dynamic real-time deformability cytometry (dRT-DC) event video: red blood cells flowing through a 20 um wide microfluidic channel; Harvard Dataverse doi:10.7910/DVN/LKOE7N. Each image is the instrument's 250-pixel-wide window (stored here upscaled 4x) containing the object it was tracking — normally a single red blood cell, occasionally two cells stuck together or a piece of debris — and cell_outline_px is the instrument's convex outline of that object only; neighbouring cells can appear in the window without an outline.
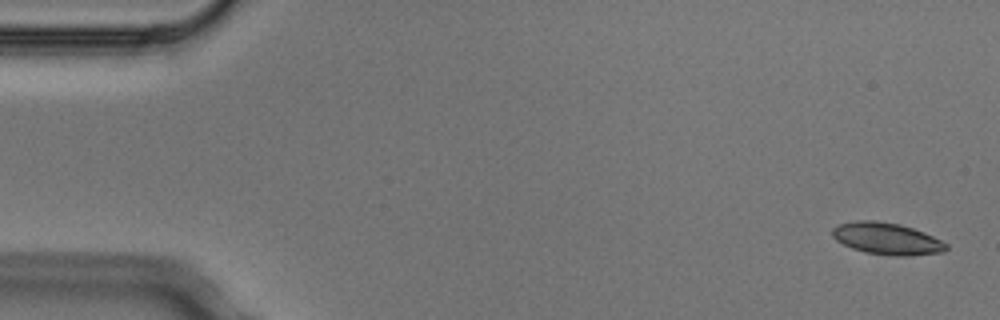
{"species": "Egyptian fruit bat (a non-hibernating species)", "species_latin": "Rousettus aegyptiacus", "temperature_condition": "cold", "stored_images_in_passage": 4, "camera_frame_rate_fps": 3000, "um_per_image_px": 0.085, "animal": {"sex": "male"}, "frame": {"image": 1, "passage_image": 1, "time_ms": 0.0, "image_size_px": [1000, 320], "cell_outline_px": [[948, 248], [944, 252], [908, 256], [896, 256], [864, 252], [852, 248], [836, 240], [832, 236], [832, 228], [840, 224], [856, 220], [872, 220], [900, 224], [924, 232], [948, 244]], "centroid_in_image_um": [75.39, 20.29], "position_along_channel_um": 9.6, "area_um2": 21.1}}
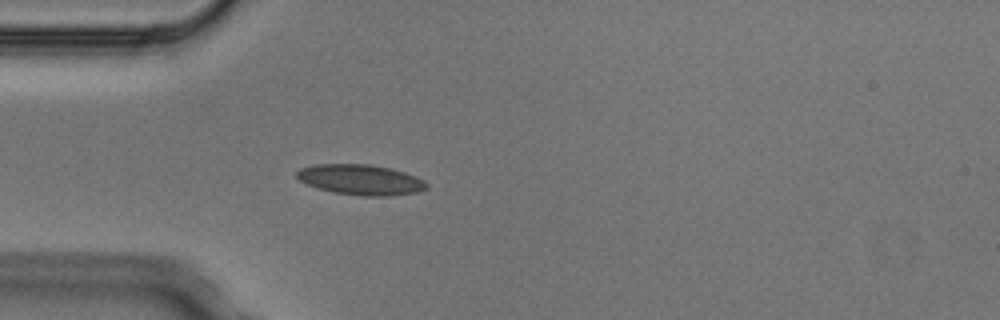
{"frame": {"image": 2, "passage_image": 4, "time_ms": 1.0, "image_size_px": [1000, 320], "cell_outline_px": [[428, 188], [416, 192], [388, 196], [364, 196], [336, 192], [320, 188], [308, 184], [300, 180], [296, 176], [296, 172], [300, 168], [316, 164], [368, 164], [388, 168], [404, 172], [416, 176], [424, 180], [428, 184]], "centroid_in_image_um": [30.68, 15.27], "position_along_channel_um": 54.3, "area_um2": 22.72}}